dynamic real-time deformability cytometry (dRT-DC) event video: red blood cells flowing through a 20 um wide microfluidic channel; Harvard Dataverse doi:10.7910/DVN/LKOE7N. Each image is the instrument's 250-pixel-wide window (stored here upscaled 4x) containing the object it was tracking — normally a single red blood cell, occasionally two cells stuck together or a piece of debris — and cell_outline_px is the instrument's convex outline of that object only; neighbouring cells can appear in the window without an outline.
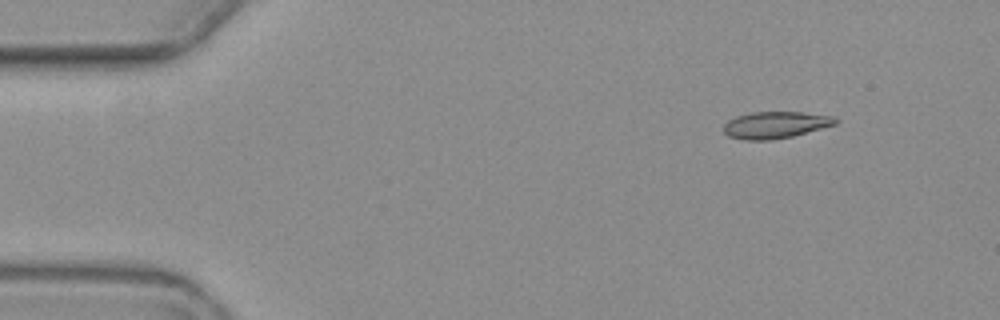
{"species": "common noctule bat (a hibernating species)", "species_latin": "Nyctalus noctula", "temperature_condition": "warm", "stored_images_in_passage": 5, "segment_of_instrument_passage": [1, 2], "camera_frame_rate_fps": 3000, "um_per_image_px": 0.085, "animal": {"sex": "female", "body_mass_g": 19.3, "forearm_length_mm": 54.1}, "frame": {"image": 1, "passage_image": 2, "time_ms": 1.333, "image_size_px": [1000, 320], "cell_outline_px": [[840, 120], [836, 124], [792, 136], [772, 140], [744, 140], [728, 136], [724, 132], [724, 124], [728, 120], [736, 116], [752, 112], [804, 112], [832, 116]], "centroid_in_image_um": [65.9, 10.61], "position_along_channel_um": 19.1, "area_um2": 17.46}}
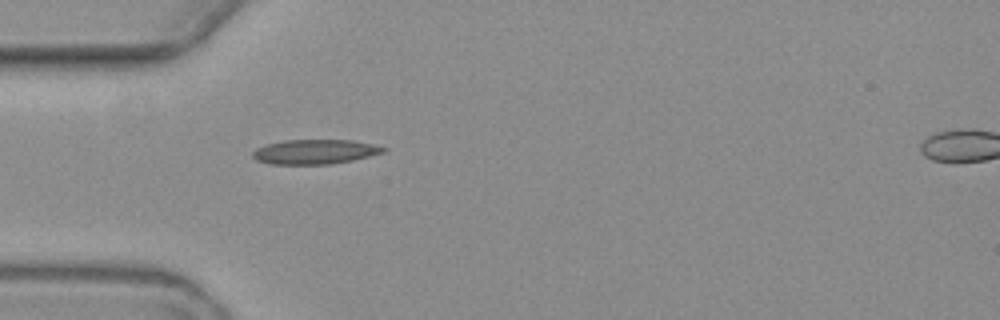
{"frame": {"image": 2, "passage_image": 4, "time_ms": 5.0, "image_size_px": [1000, 320], "cell_outline_px": [[388, 148], [384, 152], [352, 160], [332, 164], [268, 164], [256, 160], [252, 156], [252, 152], [256, 148], [268, 144], [284, 140], [352, 140], [372, 144]], "centroid_in_image_um": [26.74, 12.9], "position_along_channel_um": 58.3, "area_um2": 18.67}}